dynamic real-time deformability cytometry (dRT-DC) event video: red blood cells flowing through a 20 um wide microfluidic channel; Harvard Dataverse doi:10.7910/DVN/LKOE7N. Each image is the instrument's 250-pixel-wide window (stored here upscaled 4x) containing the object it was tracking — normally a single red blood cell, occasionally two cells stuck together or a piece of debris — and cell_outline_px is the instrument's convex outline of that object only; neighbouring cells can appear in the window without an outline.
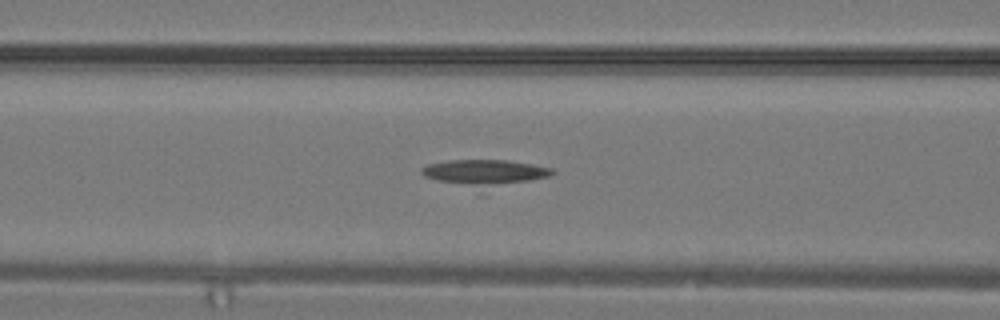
{"species": "common noctule bat (a hibernating species)", "species_latin": "Nyctalus noctula", "temperature_condition": "warm", "stored_images_in_passage": 25, "camera_frame_rate_fps": 3000, "um_per_image_px": 0.085, "animal": {"sex": "male", "body_mass_g": 19.2, "forearm_length_mm": 51.8}, "frame": {"image": 1, "passage_image": 6, "time_ms": 1.667, "image_size_px": [1000, 320], "cell_outline_px": [[556, 172], [552, 176], [528, 180], [436, 180], [424, 176], [420, 172], [420, 168], [428, 164], [448, 160], [508, 160], [532, 164], [552, 168]], "centroid_in_image_um": [41.22, 14.49], "position_along_channel_um": 125.4, "area_um2": 16.65}}
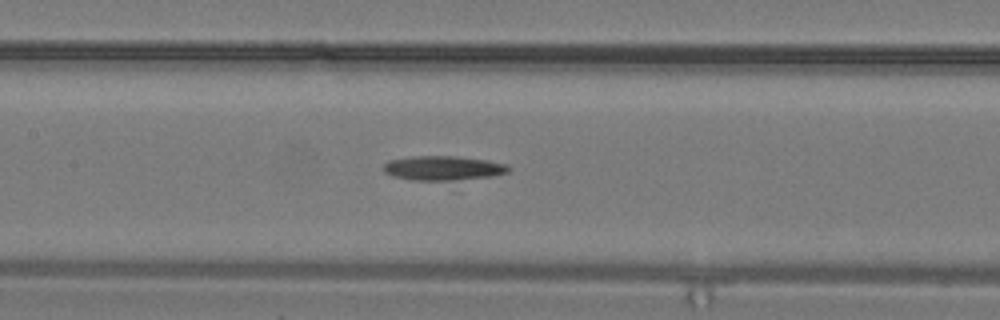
{"frame": {"image": 2, "passage_image": 8, "time_ms": 2.333, "image_size_px": [1000, 320], "cell_outline_px": [[512, 168], [508, 172], [492, 176], [456, 180], [412, 180], [392, 176], [384, 172], [384, 164], [388, 160], [412, 156], [452, 156], [488, 160], [508, 164]], "centroid_in_image_um": [37.68, 14.28], "position_along_channel_um": 169.7, "area_um2": 17.86}}